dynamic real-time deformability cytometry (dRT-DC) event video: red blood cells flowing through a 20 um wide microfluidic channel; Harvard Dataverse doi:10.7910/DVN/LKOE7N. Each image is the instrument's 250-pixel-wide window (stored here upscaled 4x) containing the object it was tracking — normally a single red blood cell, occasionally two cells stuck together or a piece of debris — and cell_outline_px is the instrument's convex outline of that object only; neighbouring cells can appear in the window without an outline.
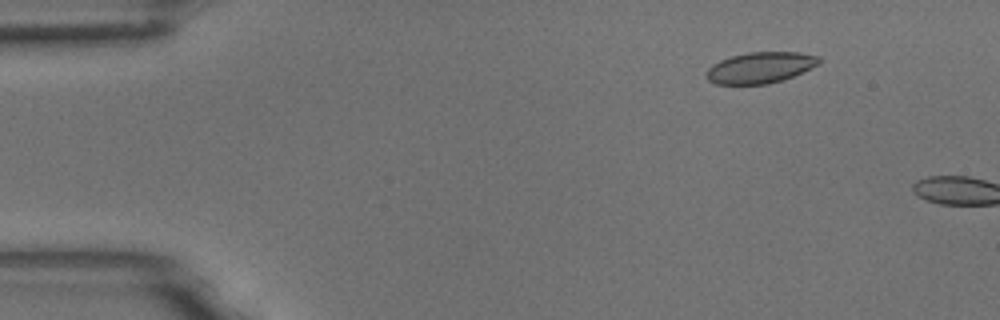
{"species": "common noctule bat (a hibernating species)", "species_latin": "Nyctalus noctula", "temperature_condition": "room temperature", "stored_images_in_passage": 3, "camera_frame_rate_fps": 3000, "um_per_image_px": 0.085, "animal": {"sex": "male", "body_mass_g": 18.8}, "frame": {"image": 1, "passage_image": 2, "time_ms": 0.333, "image_size_px": [1000, 320], "cell_outline_px": [[820, 64], [792, 76], [768, 84], [716, 84], [708, 80], [704, 72], [712, 64], [720, 60], [732, 56], [748, 52], [800, 52], [820, 56]], "centroid_in_image_um": [64.6, 5.74], "position_along_channel_um": 20.4, "area_um2": 20.4}}